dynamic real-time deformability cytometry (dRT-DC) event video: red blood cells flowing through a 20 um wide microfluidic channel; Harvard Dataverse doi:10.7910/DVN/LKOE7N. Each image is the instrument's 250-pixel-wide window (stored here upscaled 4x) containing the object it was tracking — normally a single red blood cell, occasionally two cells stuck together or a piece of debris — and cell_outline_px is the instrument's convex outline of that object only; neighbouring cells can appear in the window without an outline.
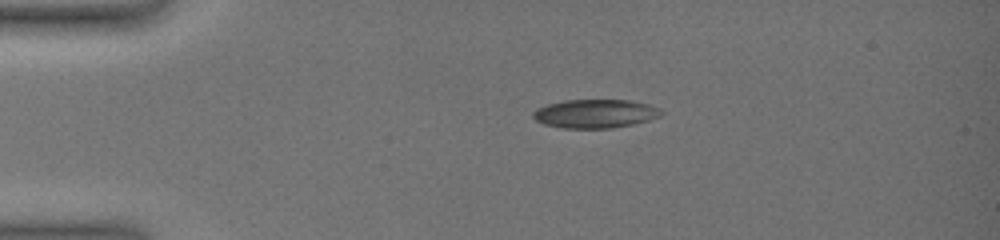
{"species": "common noctule bat (a hibernating species)", "species_latin": "Nyctalus noctula", "temperature_condition": "warm", "stored_images_in_passage": 34, "camera_frame_rate_fps": 3000, "um_per_image_px": 0.085, "animal": {"sex": "female", "body_mass_g": 19.0, "forearm_length_mm": 51.5}, "frame": {"image": 1, "passage_image": 1, "time_ms": 0.0, "image_size_px": [1000, 240], "cell_outline_px": [[664, 112], [660, 116], [648, 120], [632, 124], [612, 128], [560, 128], [544, 124], [536, 120], [532, 116], [532, 112], [536, 108], [548, 104], [564, 100], [628, 100], [648, 104], [660, 108]], "centroid_in_image_um": [50.57, 9.66], "position_along_channel_um": 34.4, "area_um2": 21.44}}
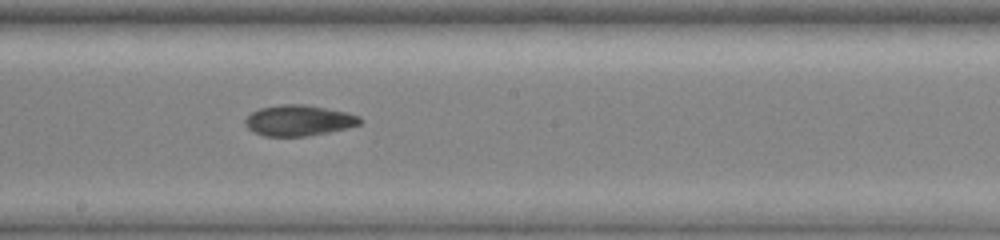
{"frame": {"image": 2, "passage_image": 16, "time_ms": 6.0, "image_size_px": [1000, 240], "cell_outline_px": [[364, 120], [360, 124], [348, 128], [308, 136], [264, 136], [252, 132], [244, 124], [244, 120], [252, 112], [260, 108], [280, 104], [308, 104], [348, 112], [360, 116]], "centroid_in_image_um": [25.42, 10.23], "position_along_channel_um": 222.8, "area_um2": 20.92}}
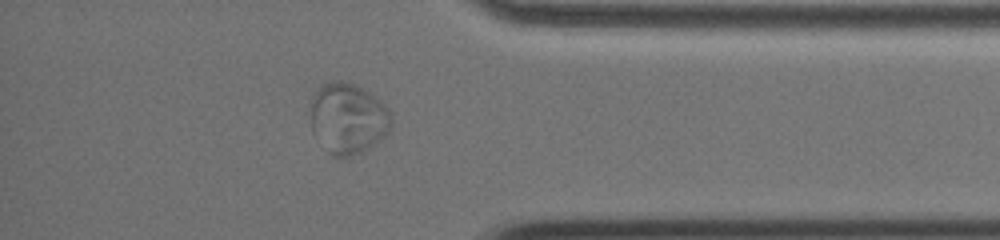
{"frame": {"image": 3, "passage_image": 28, "time_ms": 10.667, "image_size_px": [1000, 240], "cell_outline_px": [[392, 124], [388, 132], [380, 140], [368, 148], [360, 152], [348, 156], [332, 156], [328, 152], [312, 132], [308, 100], [316, 88], [320, 84], [328, 80], [344, 80], [368, 92], [380, 100], [388, 108], [392, 120]], "centroid_in_image_um": [29.51, 10.02], "position_along_channel_um": 405.7, "area_um2": 33.87}}